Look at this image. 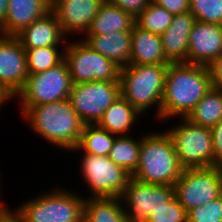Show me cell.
Segmentation results:
<instances>
[{
	"label": "cell",
	"mask_w": 222,
	"mask_h": 222,
	"mask_svg": "<svg viewBox=\"0 0 222 222\" xmlns=\"http://www.w3.org/2000/svg\"><path fill=\"white\" fill-rule=\"evenodd\" d=\"M213 88L208 66L170 63L167 67L161 122L187 117L204 95ZM166 120V121H165Z\"/></svg>",
	"instance_id": "6da1fadb"
},
{
	"label": "cell",
	"mask_w": 222,
	"mask_h": 222,
	"mask_svg": "<svg viewBox=\"0 0 222 222\" xmlns=\"http://www.w3.org/2000/svg\"><path fill=\"white\" fill-rule=\"evenodd\" d=\"M21 116L42 140L67 152L77 146L85 125L68 99L30 106Z\"/></svg>",
	"instance_id": "7a4b0ae2"
},
{
	"label": "cell",
	"mask_w": 222,
	"mask_h": 222,
	"mask_svg": "<svg viewBox=\"0 0 222 222\" xmlns=\"http://www.w3.org/2000/svg\"><path fill=\"white\" fill-rule=\"evenodd\" d=\"M155 132L141 135L139 163L131 176L148 184L174 186L183 168L168 132Z\"/></svg>",
	"instance_id": "3957f363"
},
{
	"label": "cell",
	"mask_w": 222,
	"mask_h": 222,
	"mask_svg": "<svg viewBox=\"0 0 222 222\" xmlns=\"http://www.w3.org/2000/svg\"><path fill=\"white\" fill-rule=\"evenodd\" d=\"M51 189L10 212L19 222H83L85 197L59 185Z\"/></svg>",
	"instance_id": "277c9868"
},
{
	"label": "cell",
	"mask_w": 222,
	"mask_h": 222,
	"mask_svg": "<svg viewBox=\"0 0 222 222\" xmlns=\"http://www.w3.org/2000/svg\"><path fill=\"white\" fill-rule=\"evenodd\" d=\"M168 65H127L120 68L121 95L143 116L156 107L161 122V103Z\"/></svg>",
	"instance_id": "5b68a950"
},
{
	"label": "cell",
	"mask_w": 222,
	"mask_h": 222,
	"mask_svg": "<svg viewBox=\"0 0 222 222\" xmlns=\"http://www.w3.org/2000/svg\"><path fill=\"white\" fill-rule=\"evenodd\" d=\"M179 125L165 128L172 138L175 152L183 169L214 167L211 129L193 124L186 117H178Z\"/></svg>",
	"instance_id": "8992f818"
},
{
	"label": "cell",
	"mask_w": 222,
	"mask_h": 222,
	"mask_svg": "<svg viewBox=\"0 0 222 222\" xmlns=\"http://www.w3.org/2000/svg\"><path fill=\"white\" fill-rule=\"evenodd\" d=\"M72 80L65 60L44 72L29 74L19 99L20 115L30 106L67 100Z\"/></svg>",
	"instance_id": "52a82bcc"
},
{
	"label": "cell",
	"mask_w": 222,
	"mask_h": 222,
	"mask_svg": "<svg viewBox=\"0 0 222 222\" xmlns=\"http://www.w3.org/2000/svg\"><path fill=\"white\" fill-rule=\"evenodd\" d=\"M81 153V179L86 182L88 193L90 191V196L85 198H120L132 177L131 174L115 164L109 156Z\"/></svg>",
	"instance_id": "ba28073f"
},
{
	"label": "cell",
	"mask_w": 222,
	"mask_h": 222,
	"mask_svg": "<svg viewBox=\"0 0 222 222\" xmlns=\"http://www.w3.org/2000/svg\"><path fill=\"white\" fill-rule=\"evenodd\" d=\"M64 60L73 84L120 81V67L89 47L80 37L76 41L74 39L67 41Z\"/></svg>",
	"instance_id": "9c48e42d"
},
{
	"label": "cell",
	"mask_w": 222,
	"mask_h": 222,
	"mask_svg": "<svg viewBox=\"0 0 222 222\" xmlns=\"http://www.w3.org/2000/svg\"><path fill=\"white\" fill-rule=\"evenodd\" d=\"M174 196L186 212L222 195V178L217 166L183 169L174 184Z\"/></svg>",
	"instance_id": "30bf717a"
},
{
	"label": "cell",
	"mask_w": 222,
	"mask_h": 222,
	"mask_svg": "<svg viewBox=\"0 0 222 222\" xmlns=\"http://www.w3.org/2000/svg\"><path fill=\"white\" fill-rule=\"evenodd\" d=\"M120 95V81H92L73 84L68 100L85 125L97 124Z\"/></svg>",
	"instance_id": "8fae6325"
},
{
	"label": "cell",
	"mask_w": 222,
	"mask_h": 222,
	"mask_svg": "<svg viewBox=\"0 0 222 222\" xmlns=\"http://www.w3.org/2000/svg\"><path fill=\"white\" fill-rule=\"evenodd\" d=\"M174 197L171 185L148 184L131 177L121 195L123 208L131 222H144L154 209Z\"/></svg>",
	"instance_id": "7c38bea8"
},
{
	"label": "cell",
	"mask_w": 222,
	"mask_h": 222,
	"mask_svg": "<svg viewBox=\"0 0 222 222\" xmlns=\"http://www.w3.org/2000/svg\"><path fill=\"white\" fill-rule=\"evenodd\" d=\"M103 1L51 0V11L55 14L62 31L69 39L79 35L82 37L88 31Z\"/></svg>",
	"instance_id": "4fadbf2b"
},
{
	"label": "cell",
	"mask_w": 222,
	"mask_h": 222,
	"mask_svg": "<svg viewBox=\"0 0 222 222\" xmlns=\"http://www.w3.org/2000/svg\"><path fill=\"white\" fill-rule=\"evenodd\" d=\"M29 75L26 51L15 36L0 35V82L15 96Z\"/></svg>",
	"instance_id": "5bb4252c"
},
{
	"label": "cell",
	"mask_w": 222,
	"mask_h": 222,
	"mask_svg": "<svg viewBox=\"0 0 222 222\" xmlns=\"http://www.w3.org/2000/svg\"><path fill=\"white\" fill-rule=\"evenodd\" d=\"M222 55V25L195 21L189 35L187 64L208 66Z\"/></svg>",
	"instance_id": "9a60e30c"
},
{
	"label": "cell",
	"mask_w": 222,
	"mask_h": 222,
	"mask_svg": "<svg viewBox=\"0 0 222 222\" xmlns=\"http://www.w3.org/2000/svg\"><path fill=\"white\" fill-rule=\"evenodd\" d=\"M15 37L20 41L23 48L48 46L65 48L69 39L62 31L55 14L51 10L31 25L23 28Z\"/></svg>",
	"instance_id": "2e32d148"
},
{
	"label": "cell",
	"mask_w": 222,
	"mask_h": 222,
	"mask_svg": "<svg viewBox=\"0 0 222 222\" xmlns=\"http://www.w3.org/2000/svg\"><path fill=\"white\" fill-rule=\"evenodd\" d=\"M195 21L190 12L174 15L167 30L160 35L164 55L170 63H187L189 35Z\"/></svg>",
	"instance_id": "e0dca14e"
},
{
	"label": "cell",
	"mask_w": 222,
	"mask_h": 222,
	"mask_svg": "<svg viewBox=\"0 0 222 222\" xmlns=\"http://www.w3.org/2000/svg\"><path fill=\"white\" fill-rule=\"evenodd\" d=\"M51 10V0H8L7 16L0 35L15 36Z\"/></svg>",
	"instance_id": "ac0fdd59"
},
{
	"label": "cell",
	"mask_w": 222,
	"mask_h": 222,
	"mask_svg": "<svg viewBox=\"0 0 222 222\" xmlns=\"http://www.w3.org/2000/svg\"><path fill=\"white\" fill-rule=\"evenodd\" d=\"M130 65H168L161 36L150 31L141 29L134 24L131 29V55Z\"/></svg>",
	"instance_id": "d6986e66"
},
{
	"label": "cell",
	"mask_w": 222,
	"mask_h": 222,
	"mask_svg": "<svg viewBox=\"0 0 222 222\" xmlns=\"http://www.w3.org/2000/svg\"><path fill=\"white\" fill-rule=\"evenodd\" d=\"M82 37L89 47L113 61L120 68L129 65L131 31H115L106 35H84Z\"/></svg>",
	"instance_id": "ffe728a7"
},
{
	"label": "cell",
	"mask_w": 222,
	"mask_h": 222,
	"mask_svg": "<svg viewBox=\"0 0 222 222\" xmlns=\"http://www.w3.org/2000/svg\"><path fill=\"white\" fill-rule=\"evenodd\" d=\"M140 117H142L141 114L120 95L104 111L97 125L116 136H129L132 133V128H136L135 125L140 121Z\"/></svg>",
	"instance_id": "44dd1931"
},
{
	"label": "cell",
	"mask_w": 222,
	"mask_h": 222,
	"mask_svg": "<svg viewBox=\"0 0 222 222\" xmlns=\"http://www.w3.org/2000/svg\"><path fill=\"white\" fill-rule=\"evenodd\" d=\"M135 18L109 0H104L85 35H106L115 31H131Z\"/></svg>",
	"instance_id": "7402d4cb"
},
{
	"label": "cell",
	"mask_w": 222,
	"mask_h": 222,
	"mask_svg": "<svg viewBox=\"0 0 222 222\" xmlns=\"http://www.w3.org/2000/svg\"><path fill=\"white\" fill-rule=\"evenodd\" d=\"M83 222H131L121 198H85Z\"/></svg>",
	"instance_id": "603a6c76"
},
{
	"label": "cell",
	"mask_w": 222,
	"mask_h": 222,
	"mask_svg": "<svg viewBox=\"0 0 222 222\" xmlns=\"http://www.w3.org/2000/svg\"><path fill=\"white\" fill-rule=\"evenodd\" d=\"M117 136L97 124L84 125L77 146L70 152H83L94 156H108Z\"/></svg>",
	"instance_id": "cb8c5ba5"
},
{
	"label": "cell",
	"mask_w": 222,
	"mask_h": 222,
	"mask_svg": "<svg viewBox=\"0 0 222 222\" xmlns=\"http://www.w3.org/2000/svg\"><path fill=\"white\" fill-rule=\"evenodd\" d=\"M186 118L193 124L208 128L222 121V90L213 87Z\"/></svg>",
	"instance_id": "d4e9b609"
},
{
	"label": "cell",
	"mask_w": 222,
	"mask_h": 222,
	"mask_svg": "<svg viewBox=\"0 0 222 222\" xmlns=\"http://www.w3.org/2000/svg\"><path fill=\"white\" fill-rule=\"evenodd\" d=\"M117 136L110 150L109 158L131 175L136 171L139 163L141 137Z\"/></svg>",
	"instance_id": "484cf974"
},
{
	"label": "cell",
	"mask_w": 222,
	"mask_h": 222,
	"mask_svg": "<svg viewBox=\"0 0 222 222\" xmlns=\"http://www.w3.org/2000/svg\"><path fill=\"white\" fill-rule=\"evenodd\" d=\"M43 47V48H24L26 51L27 68L29 74L44 72L49 68L55 67L64 60L65 48Z\"/></svg>",
	"instance_id": "4316f807"
},
{
	"label": "cell",
	"mask_w": 222,
	"mask_h": 222,
	"mask_svg": "<svg viewBox=\"0 0 222 222\" xmlns=\"http://www.w3.org/2000/svg\"><path fill=\"white\" fill-rule=\"evenodd\" d=\"M173 15L165 8L151 1L135 18V24L141 29L161 35L171 24Z\"/></svg>",
	"instance_id": "83f0119b"
},
{
	"label": "cell",
	"mask_w": 222,
	"mask_h": 222,
	"mask_svg": "<svg viewBox=\"0 0 222 222\" xmlns=\"http://www.w3.org/2000/svg\"><path fill=\"white\" fill-rule=\"evenodd\" d=\"M196 21L222 25V0H189Z\"/></svg>",
	"instance_id": "f1b7e54d"
},
{
	"label": "cell",
	"mask_w": 222,
	"mask_h": 222,
	"mask_svg": "<svg viewBox=\"0 0 222 222\" xmlns=\"http://www.w3.org/2000/svg\"><path fill=\"white\" fill-rule=\"evenodd\" d=\"M144 222H187V212L174 196L163 206L154 209Z\"/></svg>",
	"instance_id": "f546056e"
},
{
	"label": "cell",
	"mask_w": 222,
	"mask_h": 222,
	"mask_svg": "<svg viewBox=\"0 0 222 222\" xmlns=\"http://www.w3.org/2000/svg\"><path fill=\"white\" fill-rule=\"evenodd\" d=\"M187 222H222V195L187 212Z\"/></svg>",
	"instance_id": "4dcf8cb0"
},
{
	"label": "cell",
	"mask_w": 222,
	"mask_h": 222,
	"mask_svg": "<svg viewBox=\"0 0 222 222\" xmlns=\"http://www.w3.org/2000/svg\"><path fill=\"white\" fill-rule=\"evenodd\" d=\"M121 10L136 18L152 0H109Z\"/></svg>",
	"instance_id": "1f68e13d"
},
{
	"label": "cell",
	"mask_w": 222,
	"mask_h": 222,
	"mask_svg": "<svg viewBox=\"0 0 222 222\" xmlns=\"http://www.w3.org/2000/svg\"><path fill=\"white\" fill-rule=\"evenodd\" d=\"M157 5L165 8L173 16L181 13L189 12V0H152Z\"/></svg>",
	"instance_id": "d6a6232c"
},
{
	"label": "cell",
	"mask_w": 222,
	"mask_h": 222,
	"mask_svg": "<svg viewBox=\"0 0 222 222\" xmlns=\"http://www.w3.org/2000/svg\"><path fill=\"white\" fill-rule=\"evenodd\" d=\"M214 150V167L222 162V121L211 127Z\"/></svg>",
	"instance_id": "836d02e7"
},
{
	"label": "cell",
	"mask_w": 222,
	"mask_h": 222,
	"mask_svg": "<svg viewBox=\"0 0 222 222\" xmlns=\"http://www.w3.org/2000/svg\"><path fill=\"white\" fill-rule=\"evenodd\" d=\"M212 86L222 90V55L214 59L209 65Z\"/></svg>",
	"instance_id": "e575fe53"
},
{
	"label": "cell",
	"mask_w": 222,
	"mask_h": 222,
	"mask_svg": "<svg viewBox=\"0 0 222 222\" xmlns=\"http://www.w3.org/2000/svg\"><path fill=\"white\" fill-rule=\"evenodd\" d=\"M14 99L16 96L0 82V112L4 104L6 105L8 101L11 102Z\"/></svg>",
	"instance_id": "d590c367"
},
{
	"label": "cell",
	"mask_w": 222,
	"mask_h": 222,
	"mask_svg": "<svg viewBox=\"0 0 222 222\" xmlns=\"http://www.w3.org/2000/svg\"><path fill=\"white\" fill-rule=\"evenodd\" d=\"M8 0H0V30L4 27L7 16Z\"/></svg>",
	"instance_id": "8d00e7d4"
},
{
	"label": "cell",
	"mask_w": 222,
	"mask_h": 222,
	"mask_svg": "<svg viewBox=\"0 0 222 222\" xmlns=\"http://www.w3.org/2000/svg\"><path fill=\"white\" fill-rule=\"evenodd\" d=\"M0 222H19L17 218L9 211L0 215Z\"/></svg>",
	"instance_id": "74e56055"
},
{
	"label": "cell",
	"mask_w": 222,
	"mask_h": 222,
	"mask_svg": "<svg viewBox=\"0 0 222 222\" xmlns=\"http://www.w3.org/2000/svg\"><path fill=\"white\" fill-rule=\"evenodd\" d=\"M219 171H220V174H221V178H222V162L220 164L217 165Z\"/></svg>",
	"instance_id": "f35d334b"
}]
</instances>
